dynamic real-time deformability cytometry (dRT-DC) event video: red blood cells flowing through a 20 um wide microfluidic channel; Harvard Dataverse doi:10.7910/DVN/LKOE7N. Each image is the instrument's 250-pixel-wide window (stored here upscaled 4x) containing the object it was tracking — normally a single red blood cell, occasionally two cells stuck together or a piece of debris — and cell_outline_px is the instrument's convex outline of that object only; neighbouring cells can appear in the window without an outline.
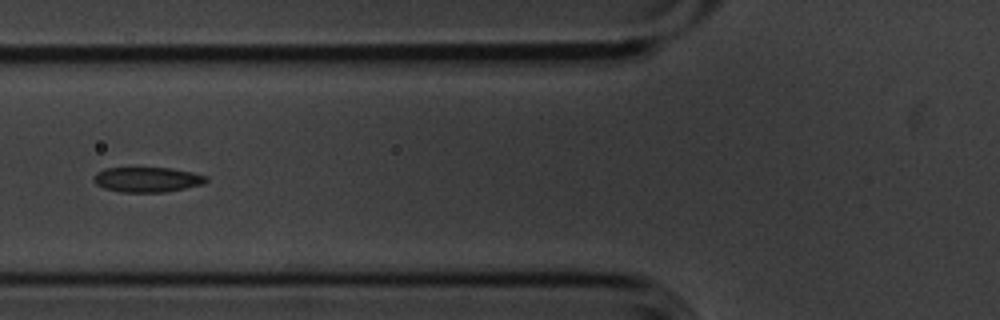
{"species": "common noctule bat (a hibernating species)", "species_latin": "Nyctalus noctula", "temperature_condition": "cold", "stored_images_in_passage": 8, "camera_frame_rate_fps": 3000, "um_per_image_px": 0.085, "animal": {"sex": "male", "body_mass_g": 20.1, "forearm_length_mm": 53.5}, "frame": {"image": 1, "passage_image": 6, "time_ms": 1.667, "image_size_px": [1000, 320], "cell_outline_px": [[208, 180], [204, 184], [164, 192], [120, 192], [104, 188], [96, 184], [92, 180], [92, 176], [96, 172], [104, 168], [168, 168], [192, 172], [208, 176]], "centroid_in_image_um": [12.48, 15.26], "position_along_channel_um": 113.3, "area_um2": 16.47}}
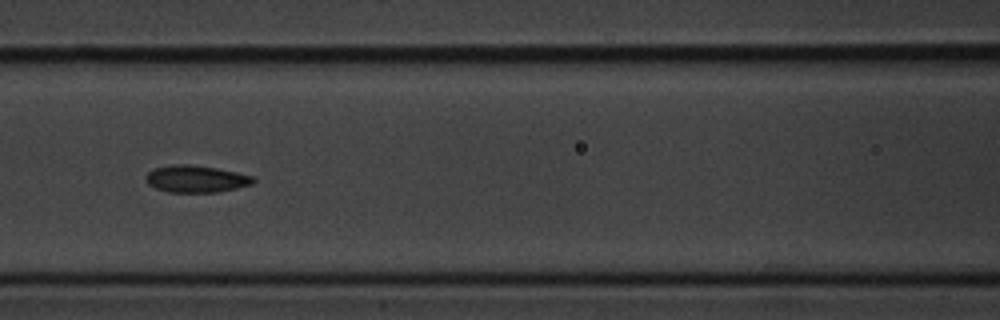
{"frame": {"image": 2, "passage_image": 7, "time_ms": 2.0, "image_size_px": [1000, 320], "cell_outline_px": [[256, 180], [252, 184], [220, 192], [168, 192], [156, 188], [148, 184], [148, 172], [156, 168], [176, 164], [188, 164], [216, 168], [236, 172], [252, 176]], "centroid_in_image_um": [16.7, 15.21], "position_along_channel_um": 149.9, "area_um2": 16.65}}
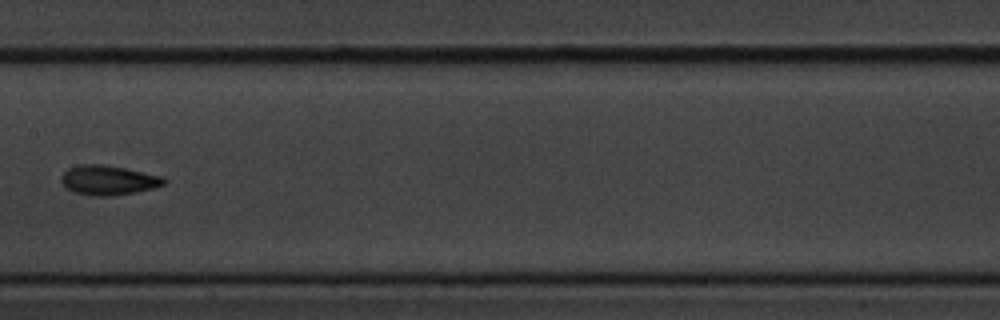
{"frame": {"image": 3, "passage_image": 8, "time_ms": 2.333, "image_size_px": [1000, 320], "cell_outline_px": [[168, 180], [164, 184], [156, 188], [136, 192], [112, 196], [92, 196], [72, 192], [60, 180], [60, 176], [68, 168], [80, 164], [104, 164], [164, 176]], "centroid_in_image_um": [9.23, 15.32], "position_along_channel_um": 198.2, "area_um2": 17.98}}